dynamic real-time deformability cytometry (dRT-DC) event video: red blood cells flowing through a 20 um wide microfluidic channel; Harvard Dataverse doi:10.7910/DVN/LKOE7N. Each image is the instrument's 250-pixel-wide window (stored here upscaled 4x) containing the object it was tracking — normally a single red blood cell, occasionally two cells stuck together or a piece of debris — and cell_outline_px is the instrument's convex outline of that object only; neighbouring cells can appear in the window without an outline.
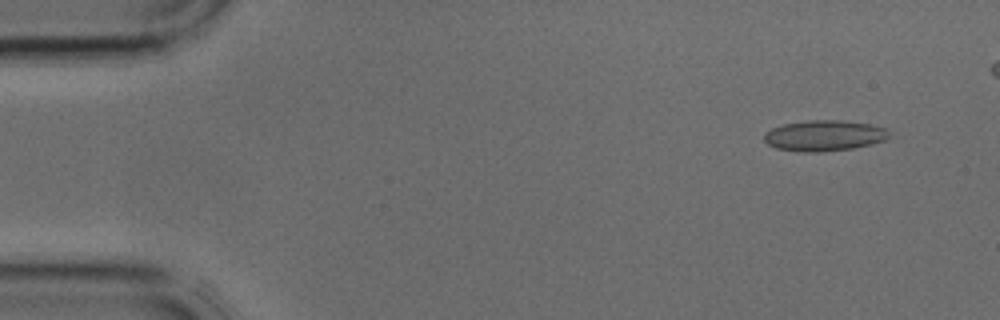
{"species": "common noctule bat (a hibernating species)", "species_latin": "Nyctalus noctula", "temperature_condition": "cold", "stored_images_in_passage": 2, "camera_frame_rate_fps": 3000, "um_per_image_px": 0.085, "animal": {"sex": "male", "body_mass_g": 17.9, "forearm_length_mm": 54.2}, "frame": {"image": 1, "passage_image": 2, "time_ms": 0.333, "image_size_px": [1000, 320], "cell_outline_px": [[888, 136], [884, 140], [872, 144], [852, 148], [820, 152], [796, 152], [776, 148], [768, 144], [764, 140], [764, 132], [772, 128], [784, 124], [808, 120], [840, 120], [868, 124], [888, 128]], "centroid_in_image_um": [70.03, 11.53], "position_along_channel_um": 15.0, "area_um2": 22.43}}